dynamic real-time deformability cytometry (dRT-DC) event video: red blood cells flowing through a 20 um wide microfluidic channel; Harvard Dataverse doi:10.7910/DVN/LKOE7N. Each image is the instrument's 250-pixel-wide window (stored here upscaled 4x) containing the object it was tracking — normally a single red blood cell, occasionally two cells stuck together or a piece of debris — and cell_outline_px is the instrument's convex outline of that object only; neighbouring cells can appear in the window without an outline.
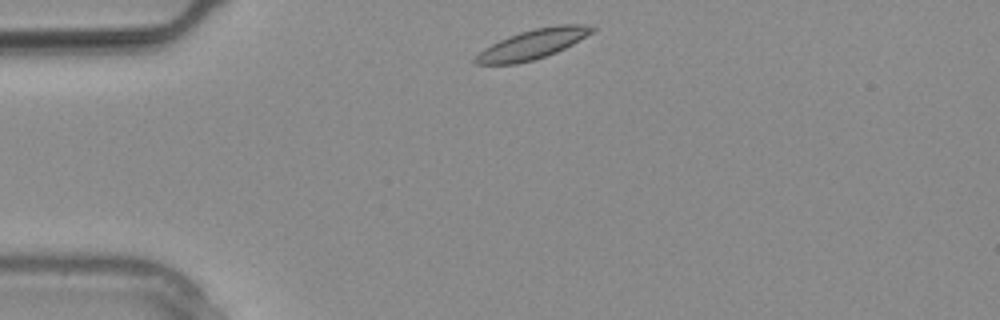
{"species": "common noctule bat (a hibernating species)", "species_latin": "Nyctalus noctula", "temperature_condition": "warm", "stored_images_in_passage": 23, "camera_frame_rate_fps": 3000, "um_per_image_px": 0.085, "animal": {"sex": "male", "body_mass_g": 20.4}, "frame": {"image": 1, "passage_image": 1, "time_ms": 0.0, "image_size_px": [1000, 320], "cell_outline_px": [[596, 28], [592, 32], [572, 44], [556, 52], [532, 60], [516, 64], [476, 64], [472, 60], [484, 48], [508, 36], [520, 32], [536, 28], [560, 24], [596, 24]], "centroid_in_image_um": [45.3, 3.74], "position_along_channel_um": 39.7, "area_um2": 19.94}}
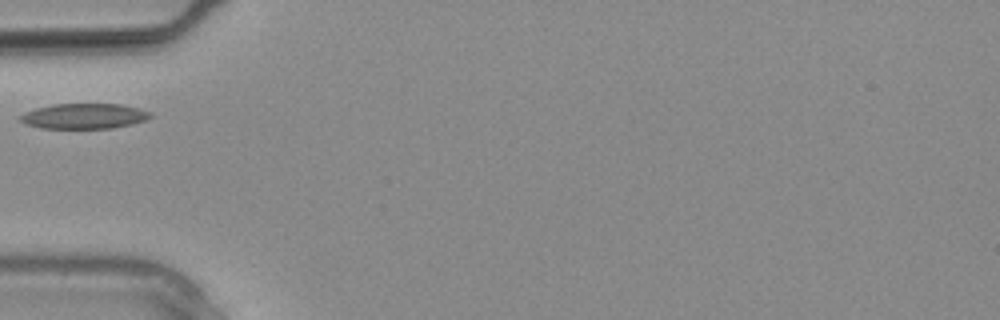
{"frame": {"image": 2, "passage_image": 4, "time_ms": 1.0, "image_size_px": [1000, 320], "cell_outline_px": [[152, 116], [144, 120], [132, 124], [112, 128], [40, 128], [24, 124], [16, 120], [16, 116], [24, 112], [36, 108], [52, 104], [120, 104], [140, 108], [152, 112]], "centroid_in_image_um": [7.08, 9.87], "position_along_channel_um": 77.9, "area_um2": 19.48}}